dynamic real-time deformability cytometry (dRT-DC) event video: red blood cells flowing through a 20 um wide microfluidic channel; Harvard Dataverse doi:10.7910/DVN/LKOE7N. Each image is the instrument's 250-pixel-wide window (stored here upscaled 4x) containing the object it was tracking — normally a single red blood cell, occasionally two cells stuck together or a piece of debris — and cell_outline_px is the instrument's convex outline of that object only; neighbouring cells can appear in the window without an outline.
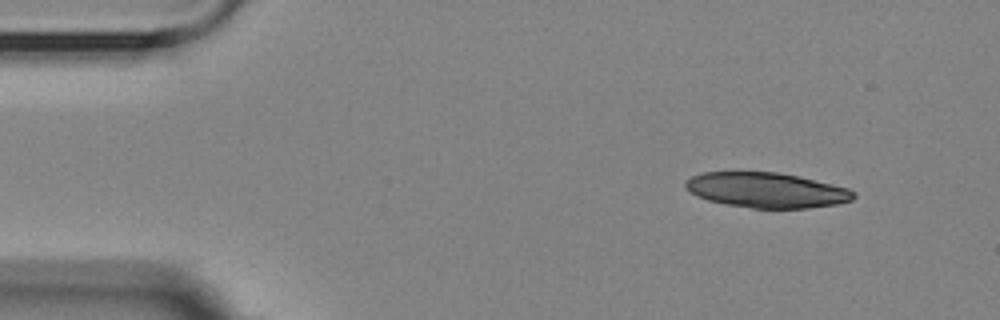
{"species": "Egyptian fruit bat (a non-hibernating species)", "species_latin": "Rousettus aegyptiacus", "temperature_condition": "room temperature", "stored_images_in_passage": 3, "camera_frame_rate_fps": 3000, "um_per_image_px": 0.085, "animal": {"sex": "female"}, "frame": {"image": 1, "passage_image": 1, "time_ms": 0.0, "image_size_px": [1000, 320], "cell_outline_px": [[856, 196], [852, 200], [836, 204], [808, 208], [752, 208], [728, 204], [708, 200], [696, 196], [684, 188], [684, 180], [692, 176], [704, 172], [776, 172], [796, 176], [832, 184], [848, 188], [856, 192]], "centroid_in_image_um": [65.12, 16.16], "position_along_channel_um": 19.9, "area_um2": 34.33}}